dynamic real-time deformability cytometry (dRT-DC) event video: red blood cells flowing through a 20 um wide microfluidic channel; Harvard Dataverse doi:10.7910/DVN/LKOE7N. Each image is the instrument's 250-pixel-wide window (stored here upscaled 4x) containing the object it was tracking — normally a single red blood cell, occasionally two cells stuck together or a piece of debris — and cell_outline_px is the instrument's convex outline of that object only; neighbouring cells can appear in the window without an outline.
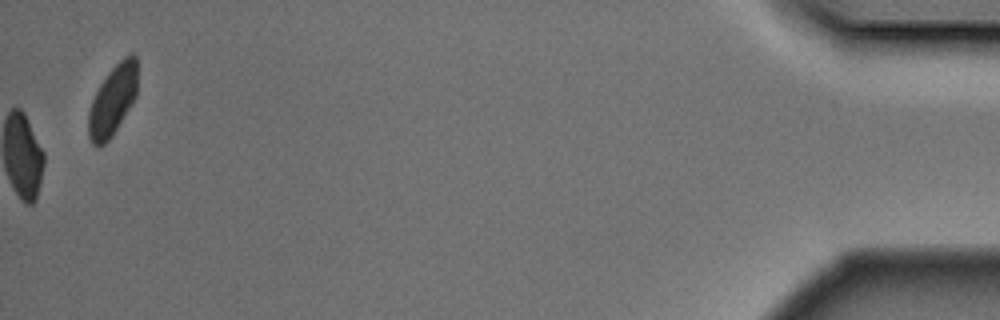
{"species": "Egyptian fruit bat (a non-hibernating species)", "species_latin": "Rousettus aegyptiacus", "temperature_condition": "cold", "stored_images_in_passage": 49, "camera_frame_rate_fps": 3000, "um_per_image_px": 0.085, "animal": {"sex": "male"}, "frame": {"image": 1, "passage_image": 49, "time_ms": 16.0, "image_size_px": [1000, 320], "cell_outline_px": [[136, 96], [116, 128], [108, 140], [104, 144], [92, 144], [88, 136], [88, 112], [92, 100], [100, 84], [108, 72], [124, 56], [132, 52], [136, 56]], "centroid_in_image_um": [9.56, 8.49], "position_along_channel_um": 425.6, "area_um2": 19.59}}